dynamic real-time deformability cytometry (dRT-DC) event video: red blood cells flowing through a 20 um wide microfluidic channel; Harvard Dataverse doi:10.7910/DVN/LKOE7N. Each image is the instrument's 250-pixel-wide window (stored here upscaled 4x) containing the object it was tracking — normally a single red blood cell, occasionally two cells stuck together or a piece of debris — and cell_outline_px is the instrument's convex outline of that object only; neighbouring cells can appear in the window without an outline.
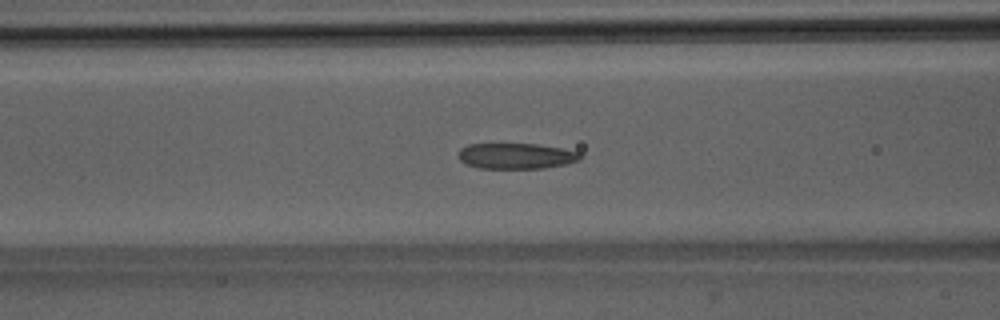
{"species": "Egyptian fruit bat (a non-hibernating species)", "species_latin": "Rousettus aegyptiacus", "temperature_condition": "room temperature", "stored_images_in_passage": 50, "camera_frame_rate_fps": 3000, "um_per_image_px": 0.085, "animal": {"sex": "male"}, "frame": {"image": 1, "passage_image": 20, "time_ms": 6.333, "image_size_px": [1000, 320], "cell_outline_px": [[584, 156], [580, 160], [568, 164], [544, 168], [476, 168], [460, 160], [456, 156], [460, 148], [468, 144], [536, 144], [564, 148], [580, 152]], "centroid_in_image_um": [43.9, 13.25], "position_along_channel_um": 122.7, "area_um2": 18.55}}
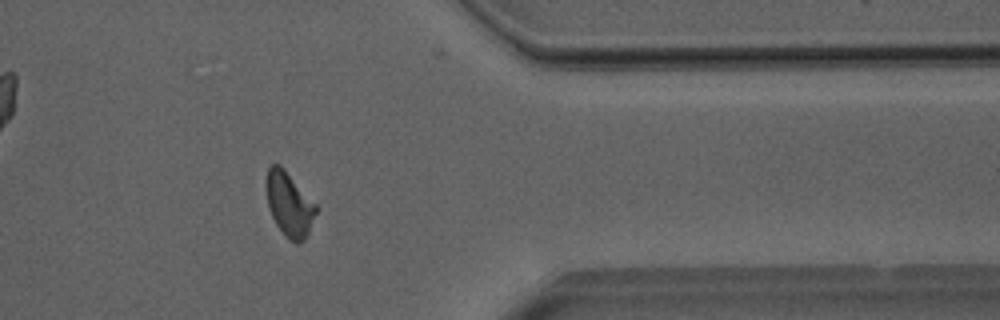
{"frame": {"image": 2, "passage_image": 41, "time_ms": 13.333, "image_size_px": [1000, 320], "cell_outline_px": [[316, 212], [308, 232], [304, 240], [300, 244], [296, 244], [276, 224], [268, 208], [264, 184], [264, 180], [268, 168], [272, 164], [280, 164], [284, 168], [316, 204]], "centroid_in_image_um": [24.54, 17.3], "position_along_channel_um": 386.9, "area_um2": 18.55}}
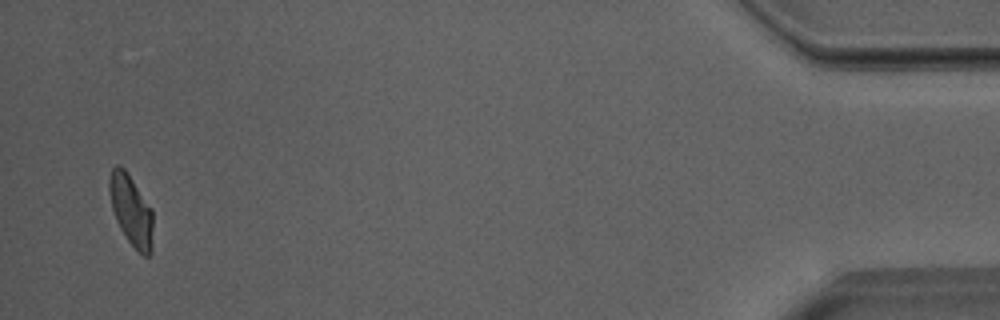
{"frame": {"image": 3, "passage_image": 49, "time_ms": 16.0, "image_size_px": [1000, 320], "cell_outline_px": [[152, 252], [148, 256], [144, 256], [128, 240], [120, 228], [116, 220], [112, 208], [108, 192], [108, 176], [112, 168], [116, 164], [120, 164], [124, 168], [152, 208]], "centroid_in_image_um": [11.12, 17.83], "position_along_channel_um": 424.1, "area_um2": 18.03}, "authors_computed_cell_mechanics": {"area_um2": 18.9006, "velocity_mm_per_s": 3.9867, "shape_relaxation_time_tau1_ms": 6.3403, "shape_relaxation_time_tau2_ms": 1.7875, "deformation_change_tau1": 0.1722, "deformation_change_tau2": 0.0983}}